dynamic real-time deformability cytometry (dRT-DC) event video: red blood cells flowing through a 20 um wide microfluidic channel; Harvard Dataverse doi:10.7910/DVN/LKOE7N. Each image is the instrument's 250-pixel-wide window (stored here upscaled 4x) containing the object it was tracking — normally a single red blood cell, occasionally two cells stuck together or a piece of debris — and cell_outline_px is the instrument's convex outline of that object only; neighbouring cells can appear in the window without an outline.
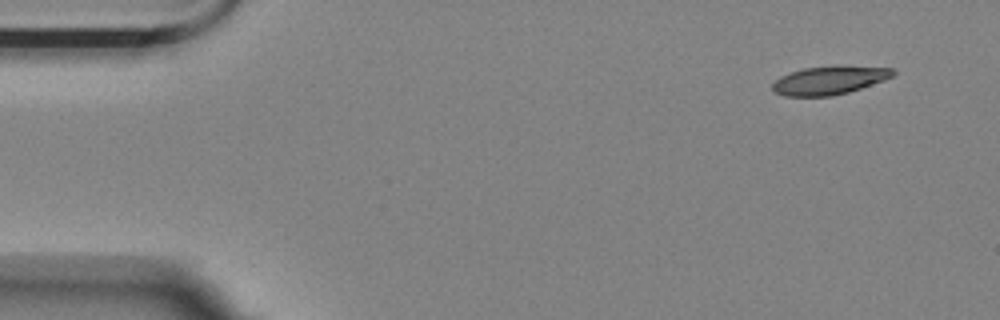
{"species": "Egyptian fruit bat (a non-hibernating species)", "species_latin": "Rousettus aegyptiacus", "temperature_condition": "room temperature", "stored_images_in_passage": 5, "camera_frame_rate_fps": 3000, "um_per_image_px": 0.085, "animal": {"sex": "female"}, "frame": {"image": 1, "passage_image": 1, "time_ms": 0.0, "image_size_px": [1000, 320], "cell_outline_px": [[896, 72], [892, 76], [884, 80], [848, 92], [832, 96], [784, 96], [776, 92], [772, 88], [772, 84], [780, 76], [804, 68], [840, 64], [892, 68]], "centroid_in_image_um": [70.51, 6.8], "position_along_channel_um": 14.5, "area_um2": 20.11}}
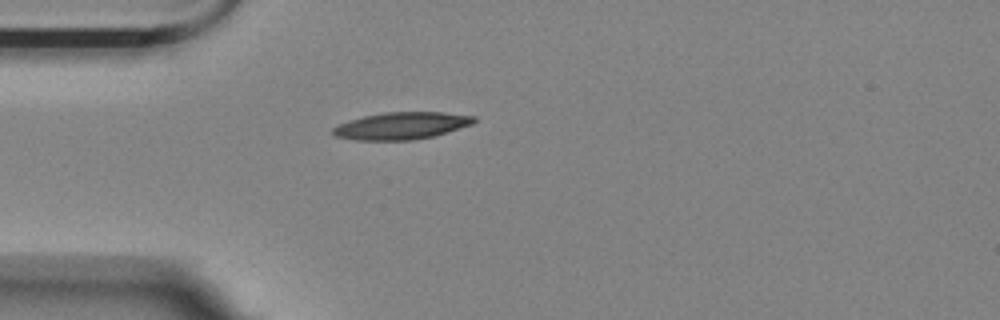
{"frame": {"image": 2, "passage_image": 4, "time_ms": 1.0, "image_size_px": [1000, 320], "cell_outline_px": [[476, 120], [472, 124], [432, 136], [412, 140], [356, 140], [332, 136], [332, 128], [340, 124], [364, 116], [384, 112], [444, 112], [476, 116]], "centroid_in_image_um": [34.11, 10.69], "position_along_channel_um": 50.9, "area_um2": 22.14}}